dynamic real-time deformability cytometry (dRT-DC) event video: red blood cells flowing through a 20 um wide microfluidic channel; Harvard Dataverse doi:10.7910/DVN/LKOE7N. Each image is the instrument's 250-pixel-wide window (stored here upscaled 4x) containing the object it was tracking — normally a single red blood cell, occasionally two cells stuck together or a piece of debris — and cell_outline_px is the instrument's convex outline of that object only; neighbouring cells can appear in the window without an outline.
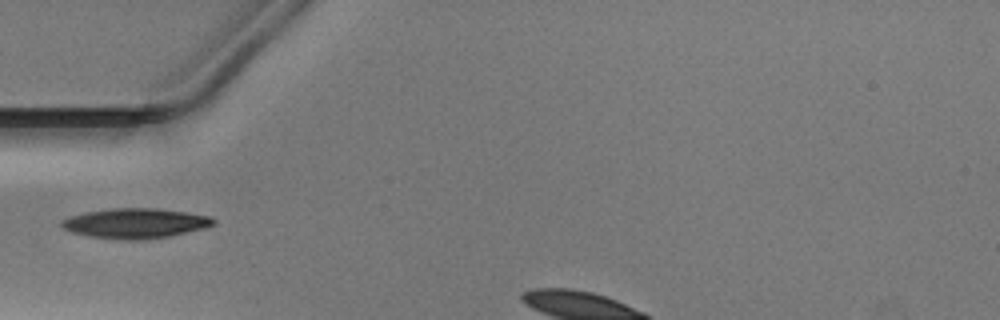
{"species": "Egyptian fruit bat (a non-hibernating species)", "species_latin": "Rousettus aegyptiacus", "temperature_condition": "warm", "stored_images_in_passage": 29, "camera_frame_rate_fps": 3000, "um_per_image_px": 0.085, "animal": {"sex": "male"}, "frame": {"image": 1, "passage_image": 1, "time_ms": 0.0, "image_size_px": [1000, 320], "cell_outline_px": [[216, 224], [204, 228], [168, 236], [144, 240], [128, 240], [92, 236], [72, 232], [64, 228], [60, 224], [60, 220], [68, 216], [84, 212], [112, 208], [156, 208], [212, 216], [216, 220]], "centroid_in_image_um": [11.51, 18.97], "position_along_channel_um": 73.5, "area_um2": 26.47}}
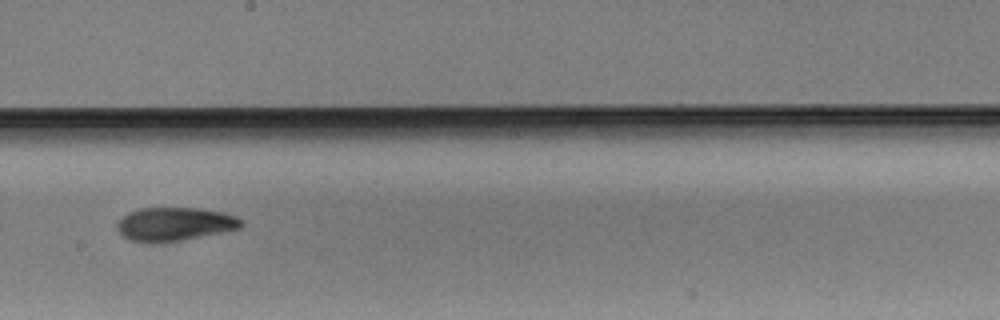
{"frame": {"image": 2, "passage_image": 13, "time_ms": 4.0, "image_size_px": [1000, 320], "cell_outline_px": [[244, 224], [240, 228], [180, 240], [132, 240], [124, 236], [116, 228], [116, 224], [128, 212], [140, 208], [200, 208], [224, 212], [236, 216], [244, 220]], "centroid_in_image_um": [14.91, 19.0], "position_along_channel_um": 233.3, "area_um2": 23.52}}
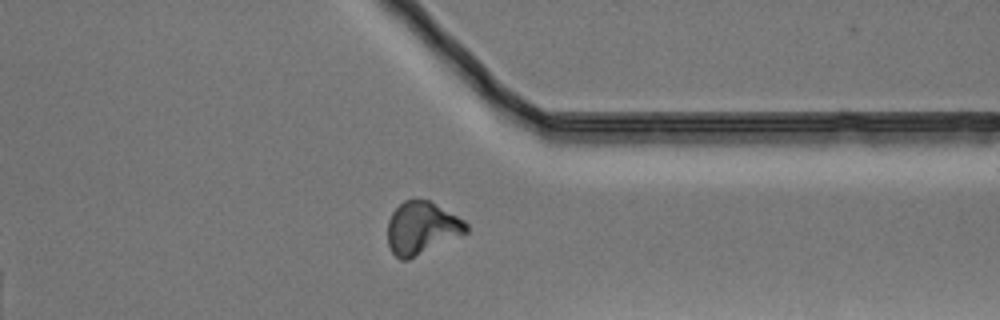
{"frame": {"image": 3, "passage_image": 24, "time_ms": 7.667, "image_size_px": [1000, 320], "cell_outline_px": [[468, 232], [408, 260], [400, 260], [392, 252], [388, 244], [388, 220], [392, 212], [404, 200], [412, 196], [428, 200], [464, 220], [468, 224]], "centroid_in_image_um": [35.83, 19.36], "position_along_channel_um": 375.6, "area_um2": 24.16}}